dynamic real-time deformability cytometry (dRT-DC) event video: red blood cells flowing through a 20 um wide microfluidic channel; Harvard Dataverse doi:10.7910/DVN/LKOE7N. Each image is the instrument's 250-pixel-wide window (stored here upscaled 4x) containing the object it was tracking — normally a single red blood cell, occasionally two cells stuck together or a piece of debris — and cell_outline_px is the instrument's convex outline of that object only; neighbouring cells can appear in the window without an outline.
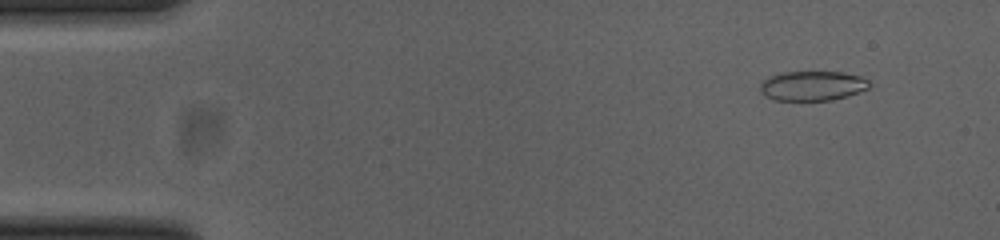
{"species": "common noctule bat (a hibernating species)", "species_latin": "Nyctalus noctula", "temperature_condition": "cold", "stored_images_in_passage": 50, "camera_frame_rate_fps": 3000, "um_per_image_px": 0.085, "animal": {"sex": "female", "body_mass_g": 23.0, "forearm_length_mm": 53.4}, "frame": {"image": 1, "passage_image": 2, "time_ms": 0.333, "image_size_px": [1000, 240], "cell_outline_px": [[872, 84], [868, 88], [848, 96], [832, 100], [772, 100], [764, 96], [760, 92], [760, 84], [768, 76], [780, 72], [844, 72], [860, 76], [868, 80]], "centroid_in_image_um": [69.04, 7.29], "position_along_channel_um": 16.0, "area_um2": 19.07}}
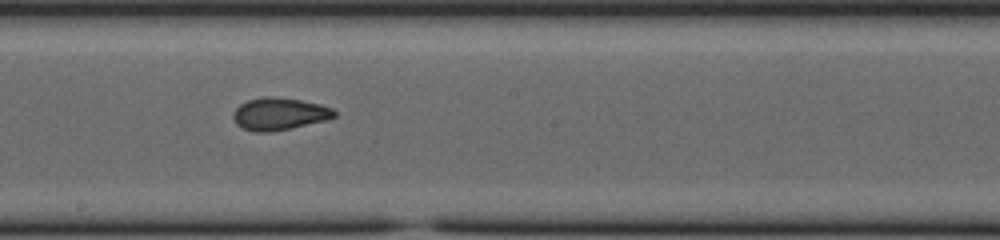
{"frame": {"image": 2, "passage_image": 26, "time_ms": 8.333, "image_size_px": [1000, 240], "cell_outline_px": [[336, 116], [324, 120], [288, 128], [268, 132], [252, 132], [236, 124], [232, 116], [232, 112], [240, 104], [248, 100], [264, 96], [276, 96], [300, 100], [320, 104], [332, 108], [336, 112]], "centroid_in_image_um": [23.7, 9.66], "position_along_channel_um": 224.5, "area_um2": 18.9}}
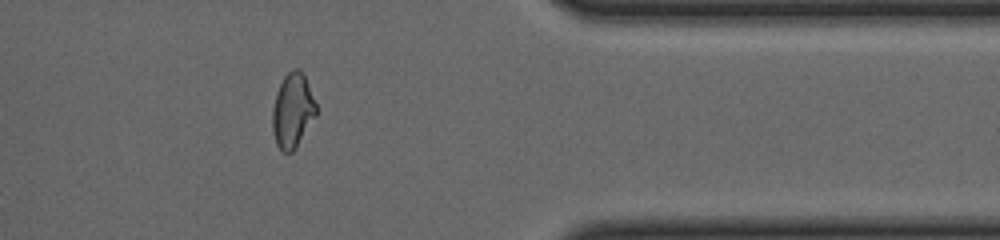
{"frame": {"image": 3, "passage_image": 40, "time_ms": 13.0, "image_size_px": [1000, 240], "cell_outline_px": [[316, 116], [296, 148], [292, 152], [284, 152], [276, 144], [272, 132], [272, 108], [276, 92], [284, 76], [292, 68], [300, 68], [304, 76], [316, 104]], "centroid_in_image_um": [24.85, 9.41], "position_along_channel_um": 386.5, "area_um2": 19.02}, "authors_computed_cell_mechanics": {"area_um2": 19.2474, "velocity_mm_per_s": 3.8678, "shape_relaxation_time_tau1_ms": null, "shape_relaxation_time_tau2_ms": 1.4532, "deformation_change_tau1": null, "deformation_change_tau2": 0.0603}}